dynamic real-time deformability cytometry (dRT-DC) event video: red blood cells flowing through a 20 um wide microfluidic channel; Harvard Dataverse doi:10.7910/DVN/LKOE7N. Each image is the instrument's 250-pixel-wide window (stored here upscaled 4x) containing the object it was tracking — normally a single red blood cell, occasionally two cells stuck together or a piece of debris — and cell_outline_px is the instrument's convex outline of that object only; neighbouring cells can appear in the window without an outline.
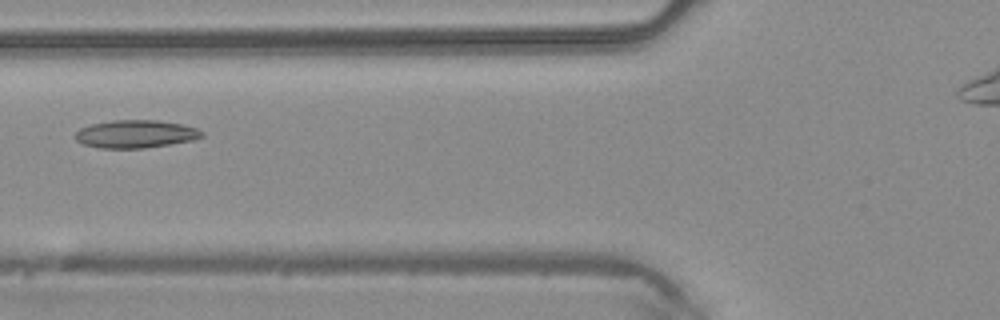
{"species": "common noctule bat (a hibernating species)", "species_latin": "Nyctalus noctula", "temperature_condition": "warm", "stored_images_in_passage": 3, "camera_frame_rate_fps": 3000, "um_per_image_px": 0.085, "animal": {"sex": "male", "body_mass_g": 20.4}, "frame": {"image": 1, "passage_image": 3, "time_ms": 0.667, "image_size_px": [1000, 320], "cell_outline_px": [[204, 136], [192, 140], [144, 148], [100, 148], [84, 144], [76, 140], [76, 132], [80, 128], [92, 124], [112, 120], [160, 120], [180, 124], [196, 128], [204, 132]], "centroid_in_image_um": [11.53, 11.38], "position_along_channel_um": 114.3, "area_um2": 20.4}}